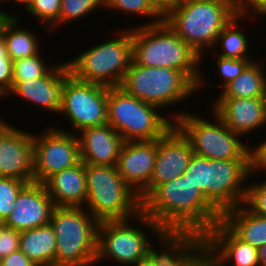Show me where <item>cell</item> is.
<instances>
[{
	"instance_id": "obj_41",
	"label": "cell",
	"mask_w": 266,
	"mask_h": 266,
	"mask_svg": "<svg viewBox=\"0 0 266 266\" xmlns=\"http://www.w3.org/2000/svg\"><path fill=\"white\" fill-rule=\"evenodd\" d=\"M184 266H215V254L205 244Z\"/></svg>"
},
{
	"instance_id": "obj_25",
	"label": "cell",
	"mask_w": 266,
	"mask_h": 266,
	"mask_svg": "<svg viewBox=\"0 0 266 266\" xmlns=\"http://www.w3.org/2000/svg\"><path fill=\"white\" fill-rule=\"evenodd\" d=\"M19 249L37 266H55L56 236L48 224L20 231Z\"/></svg>"
},
{
	"instance_id": "obj_31",
	"label": "cell",
	"mask_w": 266,
	"mask_h": 266,
	"mask_svg": "<svg viewBox=\"0 0 266 266\" xmlns=\"http://www.w3.org/2000/svg\"><path fill=\"white\" fill-rule=\"evenodd\" d=\"M37 55L28 58H21L13 62V80L12 82H23L43 77L55 64L48 63ZM46 62V63H45Z\"/></svg>"
},
{
	"instance_id": "obj_33",
	"label": "cell",
	"mask_w": 266,
	"mask_h": 266,
	"mask_svg": "<svg viewBox=\"0 0 266 266\" xmlns=\"http://www.w3.org/2000/svg\"><path fill=\"white\" fill-rule=\"evenodd\" d=\"M28 183L12 177H0V220L7 219L15 208L17 196Z\"/></svg>"
},
{
	"instance_id": "obj_2",
	"label": "cell",
	"mask_w": 266,
	"mask_h": 266,
	"mask_svg": "<svg viewBox=\"0 0 266 266\" xmlns=\"http://www.w3.org/2000/svg\"><path fill=\"white\" fill-rule=\"evenodd\" d=\"M131 26L133 61L142 66L167 67L183 71L196 85L197 91L210 84L204 83L203 59L163 20L152 25ZM201 67V68H200ZM201 69V71H200Z\"/></svg>"
},
{
	"instance_id": "obj_35",
	"label": "cell",
	"mask_w": 266,
	"mask_h": 266,
	"mask_svg": "<svg viewBox=\"0 0 266 266\" xmlns=\"http://www.w3.org/2000/svg\"><path fill=\"white\" fill-rule=\"evenodd\" d=\"M244 205L254 214L266 218V180L247 184Z\"/></svg>"
},
{
	"instance_id": "obj_34",
	"label": "cell",
	"mask_w": 266,
	"mask_h": 266,
	"mask_svg": "<svg viewBox=\"0 0 266 266\" xmlns=\"http://www.w3.org/2000/svg\"><path fill=\"white\" fill-rule=\"evenodd\" d=\"M252 61H255V59H233L218 56L216 68H218V74L222 77L223 83H219L217 87L221 86V89H223L234 81Z\"/></svg>"
},
{
	"instance_id": "obj_48",
	"label": "cell",
	"mask_w": 266,
	"mask_h": 266,
	"mask_svg": "<svg viewBox=\"0 0 266 266\" xmlns=\"http://www.w3.org/2000/svg\"><path fill=\"white\" fill-rule=\"evenodd\" d=\"M6 228V225L4 224V221L0 220V236L2 234V231Z\"/></svg>"
},
{
	"instance_id": "obj_17",
	"label": "cell",
	"mask_w": 266,
	"mask_h": 266,
	"mask_svg": "<svg viewBox=\"0 0 266 266\" xmlns=\"http://www.w3.org/2000/svg\"><path fill=\"white\" fill-rule=\"evenodd\" d=\"M4 224L17 231L34 229L50 224L55 207L43 183H28L19 193Z\"/></svg>"
},
{
	"instance_id": "obj_4",
	"label": "cell",
	"mask_w": 266,
	"mask_h": 266,
	"mask_svg": "<svg viewBox=\"0 0 266 266\" xmlns=\"http://www.w3.org/2000/svg\"><path fill=\"white\" fill-rule=\"evenodd\" d=\"M99 223L85 207L55 206L50 219L55 266L96 265Z\"/></svg>"
},
{
	"instance_id": "obj_38",
	"label": "cell",
	"mask_w": 266,
	"mask_h": 266,
	"mask_svg": "<svg viewBox=\"0 0 266 266\" xmlns=\"http://www.w3.org/2000/svg\"><path fill=\"white\" fill-rule=\"evenodd\" d=\"M252 147V148H251ZM249 146L248 163H249V178H252L255 173L260 170L266 171V140L263 139L256 146ZM257 171V172H256ZM254 173V174H253Z\"/></svg>"
},
{
	"instance_id": "obj_12",
	"label": "cell",
	"mask_w": 266,
	"mask_h": 266,
	"mask_svg": "<svg viewBox=\"0 0 266 266\" xmlns=\"http://www.w3.org/2000/svg\"><path fill=\"white\" fill-rule=\"evenodd\" d=\"M43 132V133H42ZM33 132L34 182L45 183L52 175L77 165L80 159L77 134L63 127Z\"/></svg>"
},
{
	"instance_id": "obj_9",
	"label": "cell",
	"mask_w": 266,
	"mask_h": 266,
	"mask_svg": "<svg viewBox=\"0 0 266 266\" xmlns=\"http://www.w3.org/2000/svg\"><path fill=\"white\" fill-rule=\"evenodd\" d=\"M120 87L128 94L161 110L191 99V95L195 96L198 92L197 85L183 71L142 66L134 61L127 68Z\"/></svg>"
},
{
	"instance_id": "obj_45",
	"label": "cell",
	"mask_w": 266,
	"mask_h": 266,
	"mask_svg": "<svg viewBox=\"0 0 266 266\" xmlns=\"http://www.w3.org/2000/svg\"><path fill=\"white\" fill-rule=\"evenodd\" d=\"M260 266H266V244L258 249Z\"/></svg>"
},
{
	"instance_id": "obj_27",
	"label": "cell",
	"mask_w": 266,
	"mask_h": 266,
	"mask_svg": "<svg viewBox=\"0 0 266 266\" xmlns=\"http://www.w3.org/2000/svg\"><path fill=\"white\" fill-rule=\"evenodd\" d=\"M252 61L243 72L226 85L217 98L266 97V70L260 60Z\"/></svg>"
},
{
	"instance_id": "obj_10",
	"label": "cell",
	"mask_w": 266,
	"mask_h": 266,
	"mask_svg": "<svg viewBox=\"0 0 266 266\" xmlns=\"http://www.w3.org/2000/svg\"><path fill=\"white\" fill-rule=\"evenodd\" d=\"M135 220L142 228L131 223ZM145 228L157 237L162 233L160 226L142 212L132 220L101 221L98 227L96 263L105 259L114 260L112 262L116 261L122 266H134L149 253L153 243Z\"/></svg>"
},
{
	"instance_id": "obj_30",
	"label": "cell",
	"mask_w": 266,
	"mask_h": 266,
	"mask_svg": "<svg viewBox=\"0 0 266 266\" xmlns=\"http://www.w3.org/2000/svg\"><path fill=\"white\" fill-rule=\"evenodd\" d=\"M24 7L36 20L41 22L46 31L59 27L61 0H29Z\"/></svg>"
},
{
	"instance_id": "obj_1",
	"label": "cell",
	"mask_w": 266,
	"mask_h": 266,
	"mask_svg": "<svg viewBox=\"0 0 266 266\" xmlns=\"http://www.w3.org/2000/svg\"><path fill=\"white\" fill-rule=\"evenodd\" d=\"M141 212L162 232L207 236L221 214L207 201L188 176L158 185L142 202Z\"/></svg>"
},
{
	"instance_id": "obj_46",
	"label": "cell",
	"mask_w": 266,
	"mask_h": 266,
	"mask_svg": "<svg viewBox=\"0 0 266 266\" xmlns=\"http://www.w3.org/2000/svg\"><path fill=\"white\" fill-rule=\"evenodd\" d=\"M4 2H7L6 0H0V5L3 3L4 4ZM0 14L4 17V18H6V17H10V16H12V15H14V13H12V12H9L8 13V10L5 12L4 10L2 11H0Z\"/></svg>"
},
{
	"instance_id": "obj_7",
	"label": "cell",
	"mask_w": 266,
	"mask_h": 266,
	"mask_svg": "<svg viewBox=\"0 0 266 266\" xmlns=\"http://www.w3.org/2000/svg\"><path fill=\"white\" fill-rule=\"evenodd\" d=\"M85 208L101 221L128 220L141 212V201L118 173L116 166L85 164Z\"/></svg>"
},
{
	"instance_id": "obj_42",
	"label": "cell",
	"mask_w": 266,
	"mask_h": 266,
	"mask_svg": "<svg viewBox=\"0 0 266 266\" xmlns=\"http://www.w3.org/2000/svg\"><path fill=\"white\" fill-rule=\"evenodd\" d=\"M1 266H37L20 249L2 258Z\"/></svg>"
},
{
	"instance_id": "obj_43",
	"label": "cell",
	"mask_w": 266,
	"mask_h": 266,
	"mask_svg": "<svg viewBox=\"0 0 266 266\" xmlns=\"http://www.w3.org/2000/svg\"><path fill=\"white\" fill-rule=\"evenodd\" d=\"M154 6L165 15L179 0H150Z\"/></svg>"
},
{
	"instance_id": "obj_20",
	"label": "cell",
	"mask_w": 266,
	"mask_h": 266,
	"mask_svg": "<svg viewBox=\"0 0 266 266\" xmlns=\"http://www.w3.org/2000/svg\"><path fill=\"white\" fill-rule=\"evenodd\" d=\"M76 134L84 164L116 166L124 140L109 124L86 127Z\"/></svg>"
},
{
	"instance_id": "obj_23",
	"label": "cell",
	"mask_w": 266,
	"mask_h": 266,
	"mask_svg": "<svg viewBox=\"0 0 266 266\" xmlns=\"http://www.w3.org/2000/svg\"><path fill=\"white\" fill-rule=\"evenodd\" d=\"M85 164L64 169L52 175L45 187L55 206L84 207L87 199Z\"/></svg>"
},
{
	"instance_id": "obj_15",
	"label": "cell",
	"mask_w": 266,
	"mask_h": 266,
	"mask_svg": "<svg viewBox=\"0 0 266 266\" xmlns=\"http://www.w3.org/2000/svg\"><path fill=\"white\" fill-rule=\"evenodd\" d=\"M193 155L191 145L173 126L158 139V152L149 185L138 195L142 202L158 185L182 176Z\"/></svg>"
},
{
	"instance_id": "obj_36",
	"label": "cell",
	"mask_w": 266,
	"mask_h": 266,
	"mask_svg": "<svg viewBox=\"0 0 266 266\" xmlns=\"http://www.w3.org/2000/svg\"><path fill=\"white\" fill-rule=\"evenodd\" d=\"M184 176H188L194 186L207 199V158L193 153Z\"/></svg>"
},
{
	"instance_id": "obj_22",
	"label": "cell",
	"mask_w": 266,
	"mask_h": 266,
	"mask_svg": "<svg viewBox=\"0 0 266 266\" xmlns=\"http://www.w3.org/2000/svg\"><path fill=\"white\" fill-rule=\"evenodd\" d=\"M156 239L160 249L152 244L148 254L158 266H184L206 244L205 236L194 233L162 232Z\"/></svg>"
},
{
	"instance_id": "obj_11",
	"label": "cell",
	"mask_w": 266,
	"mask_h": 266,
	"mask_svg": "<svg viewBox=\"0 0 266 266\" xmlns=\"http://www.w3.org/2000/svg\"><path fill=\"white\" fill-rule=\"evenodd\" d=\"M59 114L68 119L74 133L107 124V86L80 81L68 72Z\"/></svg>"
},
{
	"instance_id": "obj_26",
	"label": "cell",
	"mask_w": 266,
	"mask_h": 266,
	"mask_svg": "<svg viewBox=\"0 0 266 266\" xmlns=\"http://www.w3.org/2000/svg\"><path fill=\"white\" fill-rule=\"evenodd\" d=\"M20 20L18 14H15L4 18L0 24V32L5 39L8 56L13 62L37 55L42 50L39 39L36 38L38 35L32 29L23 28Z\"/></svg>"
},
{
	"instance_id": "obj_24",
	"label": "cell",
	"mask_w": 266,
	"mask_h": 266,
	"mask_svg": "<svg viewBox=\"0 0 266 266\" xmlns=\"http://www.w3.org/2000/svg\"><path fill=\"white\" fill-rule=\"evenodd\" d=\"M221 221L239 239L255 248L266 244V218L254 214L244 204L225 211Z\"/></svg>"
},
{
	"instance_id": "obj_5",
	"label": "cell",
	"mask_w": 266,
	"mask_h": 266,
	"mask_svg": "<svg viewBox=\"0 0 266 266\" xmlns=\"http://www.w3.org/2000/svg\"><path fill=\"white\" fill-rule=\"evenodd\" d=\"M117 31L111 40L100 42L70 59L67 62L70 74L80 81L119 87L133 61V44L130 25Z\"/></svg>"
},
{
	"instance_id": "obj_39",
	"label": "cell",
	"mask_w": 266,
	"mask_h": 266,
	"mask_svg": "<svg viewBox=\"0 0 266 266\" xmlns=\"http://www.w3.org/2000/svg\"><path fill=\"white\" fill-rule=\"evenodd\" d=\"M20 231L5 228L0 236V260L19 249Z\"/></svg>"
},
{
	"instance_id": "obj_8",
	"label": "cell",
	"mask_w": 266,
	"mask_h": 266,
	"mask_svg": "<svg viewBox=\"0 0 266 266\" xmlns=\"http://www.w3.org/2000/svg\"><path fill=\"white\" fill-rule=\"evenodd\" d=\"M212 119H203L195 113L185 109L174 114L170 118L174 126L189 141L194 154L208 159H248L250 143H244L242 135L230 130L222 119L210 108ZM186 111V112H185Z\"/></svg>"
},
{
	"instance_id": "obj_14",
	"label": "cell",
	"mask_w": 266,
	"mask_h": 266,
	"mask_svg": "<svg viewBox=\"0 0 266 266\" xmlns=\"http://www.w3.org/2000/svg\"><path fill=\"white\" fill-rule=\"evenodd\" d=\"M4 121L0 126V177L34 182L33 133Z\"/></svg>"
},
{
	"instance_id": "obj_13",
	"label": "cell",
	"mask_w": 266,
	"mask_h": 266,
	"mask_svg": "<svg viewBox=\"0 0 266 266\" xmlns=\"http://www.w3.org/2000/svg\"><path fill=\"white\" fill-rule=\"evenodd\" d=\"M249 177L248 159L207 158V201L221 215L244 204Z\"/></svg>"
},
{
	"instance_id": "obj_28",
	"label": "cell",
	"mask_w": 266,
	"mask_h": 266,
	"mask_svg": "<svg viewBox=\"0 0 266 266\" xmlns=\"http://www.w3.org/2000/svg\"><path fill=\"white\" fill-rule=\"evenodd\" d=\"M251 16L238 13L219 33L216 42L211 51H214L216 55L225 58L233 59H255L249 53V38L248 34L239 29L241 22H246ZM244 20V21H242ZM239 23V24H238ZM249 42V43H248ZM220 43V44H219ZM219 46V53L215 51Z\"/></svg>"
},
{
	"instance_id": "obj_16",
	"label": "cell",
	"mask_w": 266,
	"mask_h": 266,
	"mask_svg": "<svg viewBox=\"0 0 266 266\" xmlns=\"http://www.w3.org/2000/svg\"><path fill=\"white\" fill-rule=\"evenodd\" d=\"M69 72L67 62L55 63V65L43 76L37 79L23 82H12L9 97L12 95L24 99L34 107L59 115L63 102L65 88V75Z\"/></svg>"
},
{
	"instance_id": "obj_6",
	"label": "cell",
	"mask_w": 266,
	"mask_h": 266,
	"mask_svg": "<svg viewBox=\"0 0 266 266\" xmlns=\"http://www.w3.org/2000/svg\"><path fill=\"white\" fill-rule=\"evenodd\" d=\"M160 111L159 107L141 101L120 86L107 87V124L124 142L151 141L164 136L174 121Z\"/></svg>"
},
{
	"instance_id": "obj_40",
	"label": "cell",
	"mask_w": 266,
	"mask_h": 266,
	"mask_svg": "<svg viewBox=\"0 0 266 266\" xmlns=\"http://www.w3.org/2000/svg\"><path fill=\"white\" fill-rule=\"evenodd\" d=\"M237 9L238 13L251 17L254 15L252 20L249 19L253 22L254 18L259 20L262 16L266 17V0H237Z\"/></svg>"
},
{
	"instance_id": "obj_3",
	"label": "cell",
	"mask_w": 266,
	"mask_h": 266,
	"mask_svg": "<svg viewBox=\"0 0 266 266\" xmlns=\"http://www.w3.org/2000/svg\"><path fill=\"white\" fill-rule=\"evenodd\" d=\"M237 14V0H179L164 15V20L203 58L205 52H211L222 29Z\"/></svg>"
},
{
	"instance_id": "obj_50",
	"label": "cell",
	"mask_w": 266,
	"mask_h": 266,
	"mask_svg": "<svg viewBox=\"0 0 266 266\" xmlns=\"http://www.w3.org/2000/svg\"><path fill=\"white\" fill-rule=\"evenodd\" d=\"M3 19H4V17L0 14V24H1Z\"/></svg>"
},
{
	"instance_id": "obj_47",
	"label": "cell",
	"mask_w": 266,
	"mask_h": 266,
	"mask_svg": "<svg viewBox=\"0 0 266 266\" xmlns=\"http://www.w3.org/2000/svg\"><path fill=\"white\" fill-rule=\"evenodd\" d=\"M8 3L10 2L11 3V1L13 2V3H15L16 2V4H20L21 5V7L22 6H24L29 0H6Z\"/></svg>"
},
{
	"instance_id": "obj_44",
	"label": "cell",
	"mask_w": 266,
	"mask_h": 266,
	"mask_svg": "<svg viewBox=\"0 0 266 266\" xmlns=\"http://www.w3.org/2000/svg\"><path fill=\"white\" fill-rule=\"evenodd\" d=\"M134 266H158V265L156 264V261L149 254H147L145 257L139 260Z\"/></svg>"
},
{
	"instance_id": "obj_19",
	"label": "cell",
	"mask_w": 266,
	"mask_h": 266,
	"mask_svg": "<svg viewBox=\"0 0 266 266\" xmlns=\"http://www.w3.org/2000/svg\"><path fill=\"white\" fill-rule=\"evenodd\" d=\"M210 108L235 133L248 136L266 125V97L216 98Z\"/></svg>"
},
{
	"instance_id": "obj_21",
	"label": "cell",
	"mask_w": 266,
	"mask_h": 266,
	"mask_svg": "<svg viewBox=\"0 0 266 266\" xmlns=\"http://www.w3.org/2000/svg\"><path fill=\"white\" fill-rule=\"evenodd\" d=\"M215 254V265L260 266L258 249L239 239L221 220L206 236Z\"/></svg>"
},
{
	"instance_id": "obj_37",
	"label": "cell",
	"mask_w": 266,
	"mask_h": 266,
	"mask_svg": "<svg viewBox=\"0 0 266 266\" xmlns=\"http://www.w3.org/2000/svg\"><path fill=\"white\" fill-rule=\"evenodd\" d=\"M13 80V61L7 53L6 42L0 32V98L8 97L12 88Z\"/></svg>"
},
{
	"instance_id": "obj_32",
	"label": "cell",
	"mask_w": 266,
	"mask_h": 266,
	"mask_svg": "<svg viewBox=\"0 0 266 266\" xmlns=\"http://www.w3.org/2000/svg\"><path fill=\"white\" fill-rule=\"evenodd\" d=\"M101 8H104V0H61L59 26L62 27L67 22H77L90 15L89 13L95 14L94 11Z\"/></svg>"
},
{
	"instance_id": "obj_18",
	"label": "cell",
	"mask_w": 266,
	"mask_h": 266,
	"mask_svg": "<svg viewBox=\"0 0 266 266\" xmlns=\"http://www.w3.org/2000/svg\"><path fill=\"white\" fill-rule=\"evenodd\" d=\"M158 152V139L124 142L116 168L124 182L138 195L149 185Z\"/></svg>"
},
{
	"instance_id": "obj_29",
	"label": "cell",
	"mask_w": 266,
	"mask_h": 266,
	"mask_svg": "<svg viewBox=\"0 0 266 266\" xmlns=\"http://www.w3.org/2000/svg\"><path fill=\"white\" fill-rule=\"evenodd\" d=\"M123 12L129 17L132 15L146 17L149 21H142L141 26L162 22L164 15L154 6L150 0H104V9Z\"/></svg>"
},
{
	"instance_id": "obj_49",
	"label": "cell",
	"mask_w": 266,
	"mask_h": 266,
	"mask_svg": "<svg viewBox=\"0 0 266 266\" xmlns=\"http://www.w3.org/2000/svg\"><path fill=\"white\" fill-rule=\"evenodd\" d=\"M5 121V119H3L2 117L0 118V126L2 125V123Z\"/></svg>"
}]
</instances>
